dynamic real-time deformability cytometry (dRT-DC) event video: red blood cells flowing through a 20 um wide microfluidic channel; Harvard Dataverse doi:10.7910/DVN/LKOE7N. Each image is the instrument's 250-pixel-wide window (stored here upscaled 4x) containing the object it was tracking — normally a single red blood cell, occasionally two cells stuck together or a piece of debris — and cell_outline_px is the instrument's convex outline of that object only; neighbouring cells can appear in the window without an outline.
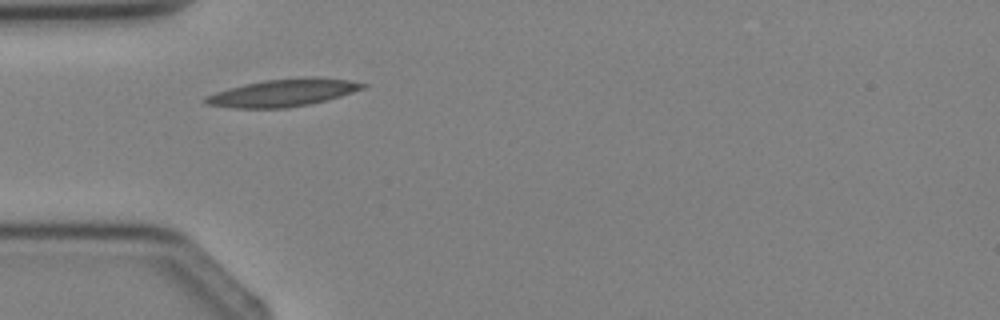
{"species": "Egyptian fruit bat (a non-hibernating species)", "species_latin": "Rousettus aegyptiacus", "temperature_condition": "cold", "stored_images_in_passage": 2, "camera_frame_rate_fps": 3000, "um_per_image_px": 0.085, "animal": {"sex": "female"}, "frame": {"image": 1, "passage_image": 1, "time_ms": 0.0, "image_size_px": [1000, 320], "cell_outline_px": [[368, 84], [364, 88], [328, 100], [288, 108], [232, 108], [204, 104], [200, 100], [204, 96], [216, 92], [244, 84], [264, 80], [304, 76], [312, 76], [348, 80]], "centroid_in_image_um": [24.01, 7.88], "position_along_channel_um": 61.0, "area_um2": 25.37}}
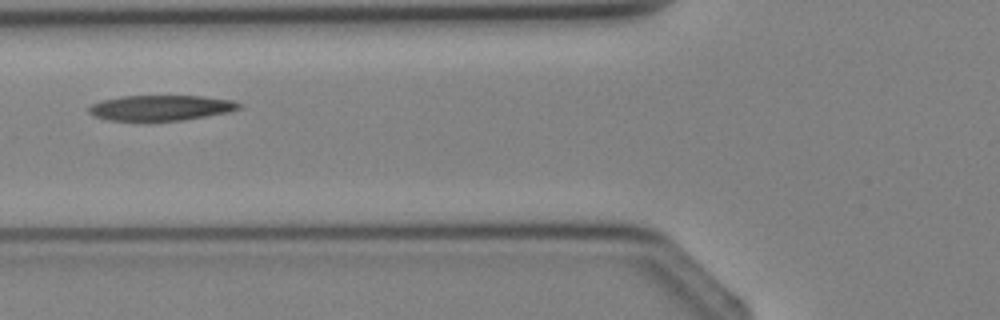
{"frame": {"image": 2, "passage_image": 2, "time_ms": 1.0, "image_size_px": [1000, 320], "cell_outline_px": [[244, 104], [240, 108], [228, 112], [184, 120], [108, 120], [96, 116], [88, 112], [88, 108], [92, 104], [100, 100], [120, 96], [204, 96], [232, 100]], "centroid_in_image_um": [13.69, 9.15], "position_along_channel_um": 112.1, "area_um2": 22.14}}